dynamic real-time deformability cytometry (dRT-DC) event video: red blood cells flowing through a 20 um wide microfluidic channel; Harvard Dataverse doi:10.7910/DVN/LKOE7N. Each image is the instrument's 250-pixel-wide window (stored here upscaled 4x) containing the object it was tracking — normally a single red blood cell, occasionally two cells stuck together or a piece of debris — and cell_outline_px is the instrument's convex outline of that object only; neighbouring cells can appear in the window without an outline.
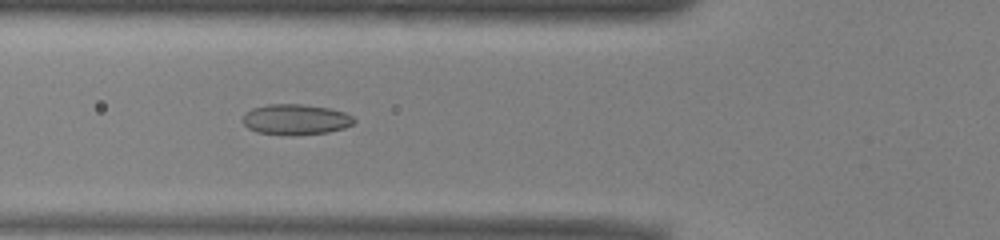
{"species": "common noctule bat (a hibernating species)", "species_latin": "Nyctalus noctula", "temperature_condition": "warm", "stored_images_in_passage": 50, "camera_frame_rate_fps": 3000, "um_per_image_px": 0.085, "animal": {"sex": "male", "body_mass_g": 13.0, "forearm_length_mm": 53.1}, "frame": {"image": 1, "passage_image": 17, "time_ms": 5.333, "image_size_px": [1000, 240], "cell_outline_px": [[356, 120], [352, 124], [344, 128], [328, 132], [296, 136], [292, 136], [256, 132], [248, 128], [244, 124], [244, 116], [252, 108], [268, 104], [300, 104], [328, 108], [344, 112], [352, 116]], "centroid_in_image_um": [25.14, 10.17], "position_along_channel_um": 100.7, "area_um2": 19.83}}
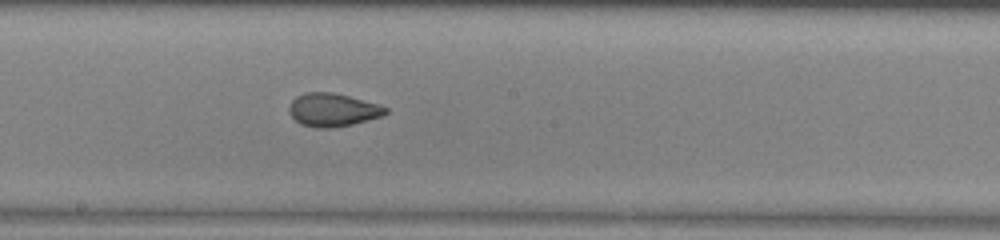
{"frame": {"image": 2, "passage_image": 26, "time_ms": 8.333, "image_size_px": [1000, 240], "cell_outline_px": [[388, 112], [384, 116], [352, 124], [332, 128], [316, 128], [300, 124], [288, 112], [288, 108], [292, 100], [296, 96], [304, 92], [332, 92], [348, 96], [376, 104], [388, 108]], "centroid_in_image_um": [28.26, 9.34], "position_along_channel_um": 219.9, "area_um2": 18.67}}
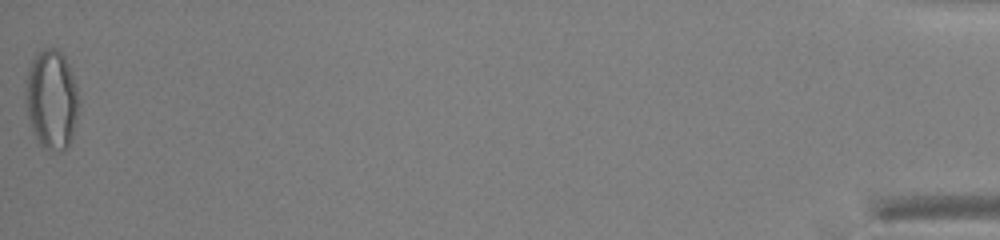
{"frame": {"image": 3, "passage_image": 50, "time_ms": 16.333, "image_size_px": [1000, 240], "cell_outline_px": [[80, 104], [76, 124], [68, 148], [60, 152], [44, 148], [36, 140], [28, 116], [24, 100], [28, 68], [32, 60], [44, 48], [56, 48], [64, 56], [68, 64], [80, 100]], "centroid_in_image_um": [4.39, 8.5], "position_along_channel_um": 430.8, "area_um2": 31.04}, "authors_computed_cell_mechanics": {"area_um2": 20.23, "velocity_mm_per_s": 3.9679, "shape_relaxation_time_tau1_ms": 8.1467, "shape_relaxation_time_tau2_ms": 1.2428, "deformation_change_tau1": 0.1879, "deformation_change_tau2": 0.0697}}